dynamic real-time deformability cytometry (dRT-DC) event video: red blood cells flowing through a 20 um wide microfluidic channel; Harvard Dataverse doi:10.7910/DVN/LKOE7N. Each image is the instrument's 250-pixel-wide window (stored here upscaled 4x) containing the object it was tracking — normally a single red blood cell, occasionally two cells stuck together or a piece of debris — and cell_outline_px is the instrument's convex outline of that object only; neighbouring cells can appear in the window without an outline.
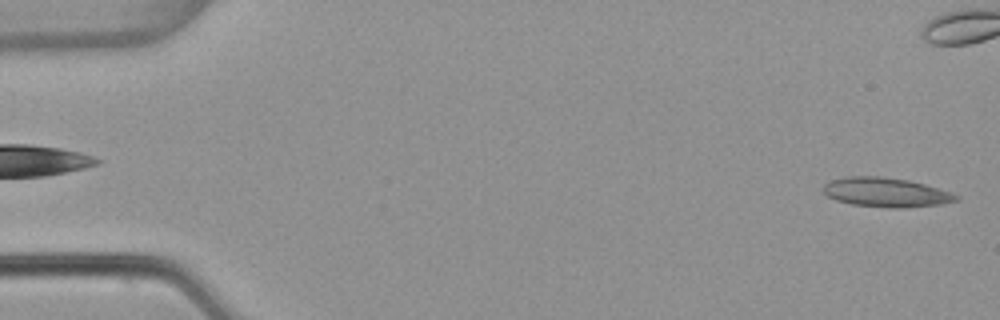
{"species": "common noctule bat (a hibernating species)", "species_latin": "Nyctalus noctula", "temperature_condition": "warm", "stored_images_in_passage": 4, "camera_frame_rate_fps": 3000, "um_per_image_px": 0.085, "animal": {"sex": "female", "body_mass_g": 22.7, "forearm_length_mm": 54.2}, "frame": {"image": 1, "passage_image": 4, "time_ms": 1.0, "image_size_px": [1000, 320], "cell_outline_px": [[960, 200], [940, 204], [904, 208], [888, 208], [852, 204], [836, 200], [828, 196], [824, 192], [824, 184], [832, 180], [848, 176], [880, 176], [908, 180], [924, 184], [952, 192], [960, 196]], "centroid_in_image_um": [75.34, 16.35], "position_along_channel_um": 9.7, "area_um2": 22.72}}